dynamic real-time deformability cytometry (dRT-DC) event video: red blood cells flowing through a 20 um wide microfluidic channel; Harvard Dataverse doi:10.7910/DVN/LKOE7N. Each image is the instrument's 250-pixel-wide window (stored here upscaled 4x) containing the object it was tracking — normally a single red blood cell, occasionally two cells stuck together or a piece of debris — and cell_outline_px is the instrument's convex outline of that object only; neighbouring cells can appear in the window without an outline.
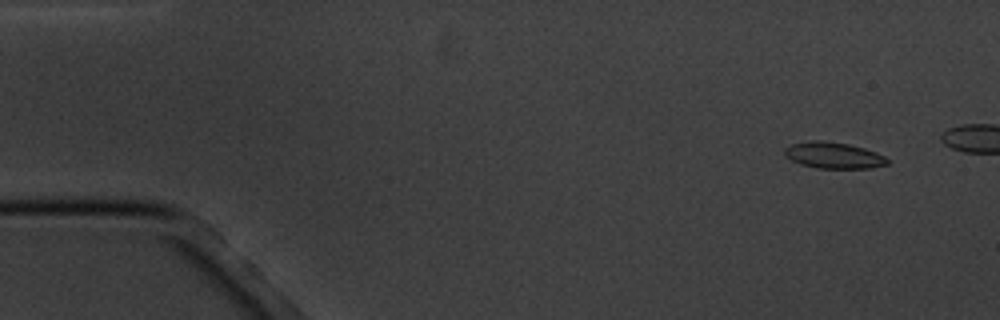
{"species": "common noctule bat (a hibernating species)", "species_latin": "Nyctalus noctula", "temperature_condition": "cold", "stored_images_in_passage": 4, "camera_frame_rate_fps": 3000, "um_per_image_px": 0.085, "animal": {"sex": "male", "body_mass_g": 20.1, "forearm_length_mm": 53.5}, "frame": {"image": 1, "passage_image": 2, "time_ms": 1.0, "image_size_px": [1000, 320], "cell_outline_px": [[888, 164], [872, 168], [816, 168], [800, 164], [784, 156], [784, 148], [792, 144], [808, 140], [824, 140], [848, 144], [864, 148], [876, 152], [884, 156], [888, 160]], "centroid_in_image_um": [70.83, 13.2], "position_along_channel_um": 14.2, "area_um2": 15.84}}